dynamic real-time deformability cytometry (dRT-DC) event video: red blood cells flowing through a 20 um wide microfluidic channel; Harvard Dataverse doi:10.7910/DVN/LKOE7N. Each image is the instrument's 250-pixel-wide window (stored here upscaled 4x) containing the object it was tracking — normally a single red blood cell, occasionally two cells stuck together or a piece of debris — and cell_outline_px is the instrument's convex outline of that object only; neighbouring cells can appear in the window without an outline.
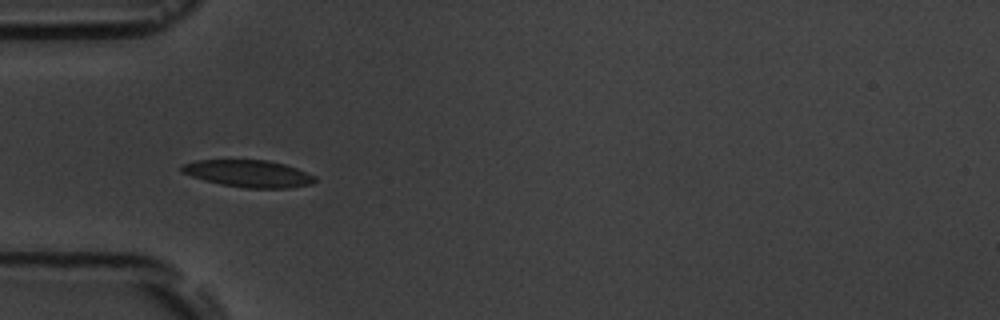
{"species": "common noctule bat (a hibernating species)", "species_latin": "Nyctalus noctula", "temperature_condition": "room temperature", "stored_images_in_passage": 5, "camera_frame_rate_fps": 3000, "um_per_image_px": 0.085, "animal": {"sex": "male", "body_mass_g": 19.5, "forearm_length_mm": 54.6}, "frame": {"image": 1, "passage_image": 4, "time_ms": 4.333, "image_size_px": [1000, 320], "cell_outline_px": [[316, 180], [312, 184], [288, 188], [244, 188], [220, 184], [204, 180], [180, 172], [180, 168], [184, 164], [196, 160], [268, 160], [284, 164], [296, 168], [316, 176]], "centroid_in_image_um": [21.12, 14.76], "position_along_channel_um": 63.9, "area_um2": 21.04}}
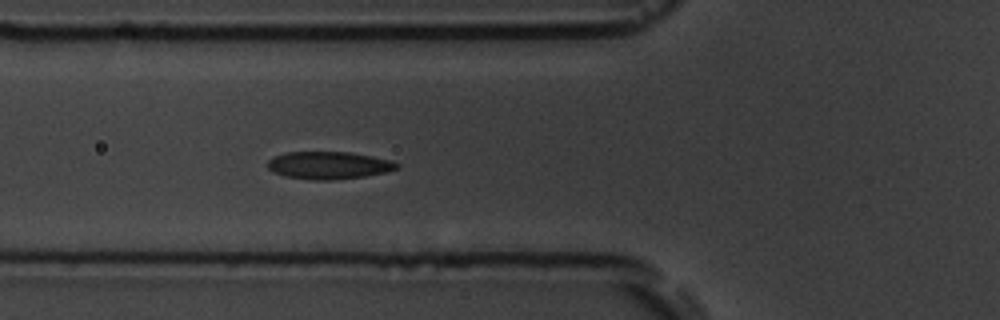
{"frame": {"image": 2, "passage_image": 5, "time_ms": 5.333, "image_size_px": [1000, 320], "cell_outline_px": [[400, 168], [384, 172], [364, 176], [332, 180], [312, 180], [284, 176], [272, 172], [268, 168], [268, 160], [272, 156], [284, 152], [348, 152], [372, 156], [392, 160], [400, 164]], "centroid_in_image_um": [27.92, 14.05], "position_along_channel_um": 97.9, "area_um2": 20.87}}